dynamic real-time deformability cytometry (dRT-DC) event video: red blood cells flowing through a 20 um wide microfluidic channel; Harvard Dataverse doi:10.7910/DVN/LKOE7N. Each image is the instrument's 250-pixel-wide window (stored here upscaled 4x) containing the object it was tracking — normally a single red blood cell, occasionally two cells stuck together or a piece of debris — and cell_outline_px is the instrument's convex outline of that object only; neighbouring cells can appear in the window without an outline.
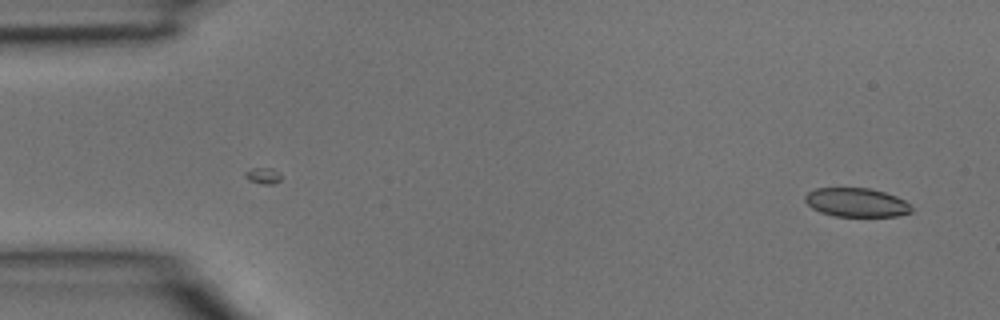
{"species": "common noctule bat (a hibernating species)", "species_latin": "Nyctalus noctula", "temperature_condition": "room temperature", "stored_images_in_passage": 39, "camera_frame_rate_fps": 3000, "um_per_image_px": 0.085, "animal": {"sex": "male", "body_mass_g": 15.6}, "frame": {"image": 1, "passage_image": 1, "time_ms": 0.0, "image_size_px": [1000, 320], "cell_outline_px": [[912, 212], [896, 216], [836, 216], [820, 212], [812, 208], [804, 200], [804, 196], [808, 192], [816, 188], [868, 188], [884, 192], [896, 196], [904, 200], [912, 208]], "centroid_in_image_um": [72.78, 17.21], "position_along_channel_um": 12.2, "area_um2": 17.8}}
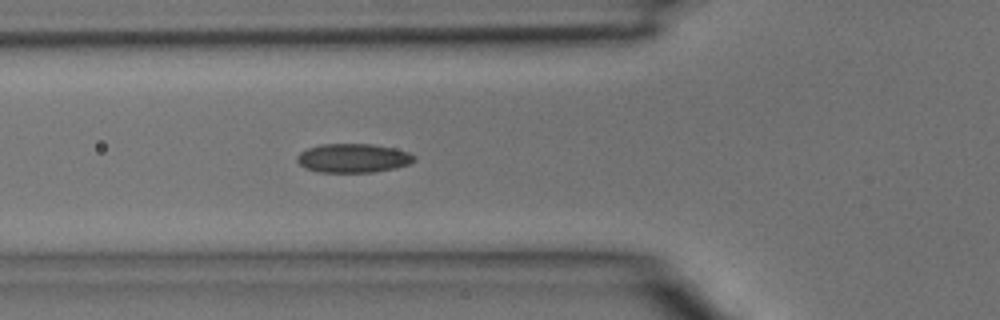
{"frame": {"image": 2, "passage_image": 13, "time_ms": 4.0, "image_size_px": [1000, 320], "cell_outline_px": [[416, 160], [408, 164], [396, 168], [372, 172], [320, 172], [304, 168], [296, 160], [296, 156], [300, 152], [308, 148], [320, 144], [372, 144], [392, 148], [408, 152], [416, 156]], "centroid_in_image_um": [30.0, 13.44], "position_along_channel_um": 95.8, "area_um2": 19.77}}
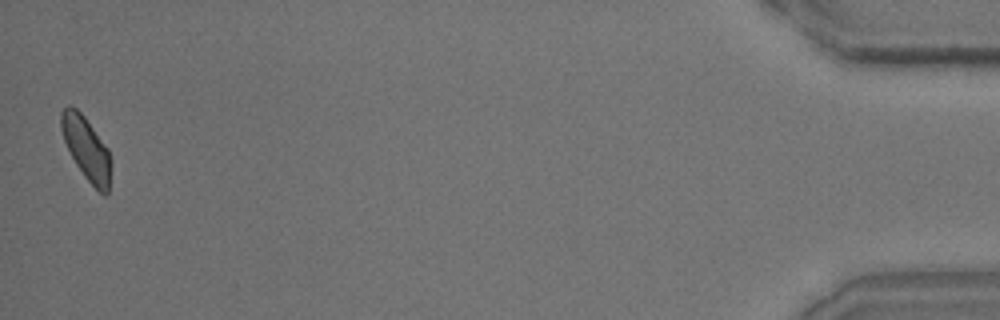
{"frame": {"image": 3, "passage_image": 39, "time_ms": 12.667, "image_size_px": [1000, 320], "cell_outline_px": [[112, 164], [108, 196], [104, 196], [84, 176], [76, 164], [64, 140], [60, 128], [60, 112], [68, 104], [76, 108], [84, 116], [108, 148], [112, 160]], "centroid_in_image_um": [7.37, 12.63], "position_along_channel_um": 427.8, "area_um2": 18.44}}